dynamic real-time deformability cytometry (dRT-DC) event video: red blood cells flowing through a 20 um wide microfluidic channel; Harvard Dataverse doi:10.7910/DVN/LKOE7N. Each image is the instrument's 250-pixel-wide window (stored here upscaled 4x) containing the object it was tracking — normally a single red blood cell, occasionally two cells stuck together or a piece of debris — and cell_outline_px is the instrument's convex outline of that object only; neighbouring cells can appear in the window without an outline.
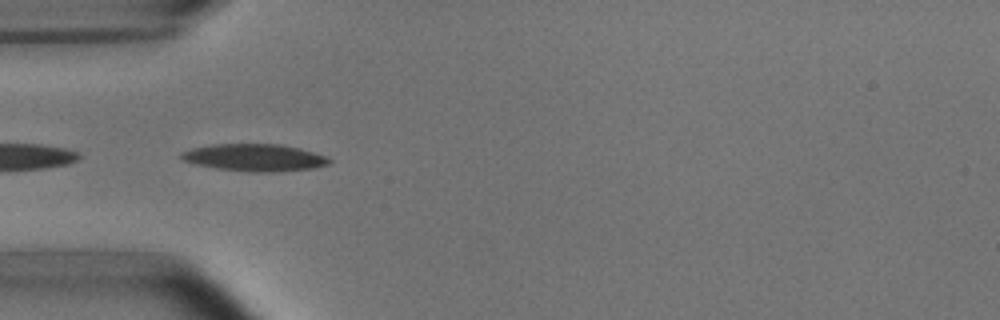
{"species": "common noctule bat (a hibernating species)", "species_latin": "Nyctalus noctula", "temperature_condition": "room temperature", "stored_images_in_passage": 4, "camera_frame_rate_fps": 3000, "um_per_image_px": 0.085, "animal": {"sex": "male", "body_mass_g": 15.6}, "frame": {"image": 1, "passage_image": 4, "time_ms": 3.333, "image_size_px": [1000, 320], "cell_outline_px": [[332, 160], [328, 164], [312, 168], [272, 172], [248, 172], [216, 168], [196, 164], [184, 160], [180, 156], [180, 152], [192, 148], [212, 144], [280, 144], [300, 148], [324, 156]], "centroid_in_image_um": [21.61, 13.39], "position_along_channel_um": 63.4, "area_um2": 23.29}}